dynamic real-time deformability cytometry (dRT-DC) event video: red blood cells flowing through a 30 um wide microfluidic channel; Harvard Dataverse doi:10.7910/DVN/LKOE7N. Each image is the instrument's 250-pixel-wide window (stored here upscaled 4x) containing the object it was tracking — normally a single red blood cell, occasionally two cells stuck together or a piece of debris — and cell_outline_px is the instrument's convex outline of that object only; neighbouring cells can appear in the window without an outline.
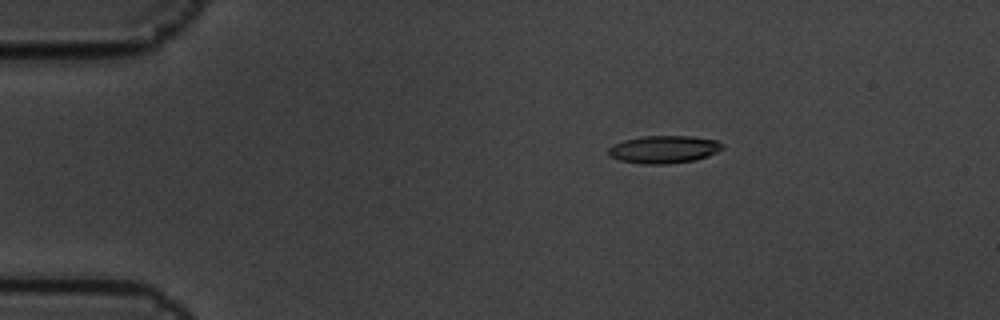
{"species": "common noctule bat (a hibernating species)", "species_latin": "Nyctalus noctula", "temperature_condition": "cold", "stored_images_in_passage": 5, "camera_frame_rate_fps": 3000, "um_per_image_px": 0.085, "animal": {"sex": "male", "body_mass_g": 19.5, "forearm_length_mm": 54.6}, "frame": {"image": 1, "passage_image": 3, "time_ms": 0.667, "image_size_px": [1000, 320], "cell_outline_px": [[724, 148], [708, 156], [696, 160], [668, 164], [644, 164], [620, 160], [612, 156], [608, 152], [608, 148], [612, 144], [624, 140], [644, 136], [692, 136], [716, 140], [724, 144]], "centroid_in_image_um": [56.46, 12.69], "position_along_channel_um": 28.5, "area_um2": 18.38}}